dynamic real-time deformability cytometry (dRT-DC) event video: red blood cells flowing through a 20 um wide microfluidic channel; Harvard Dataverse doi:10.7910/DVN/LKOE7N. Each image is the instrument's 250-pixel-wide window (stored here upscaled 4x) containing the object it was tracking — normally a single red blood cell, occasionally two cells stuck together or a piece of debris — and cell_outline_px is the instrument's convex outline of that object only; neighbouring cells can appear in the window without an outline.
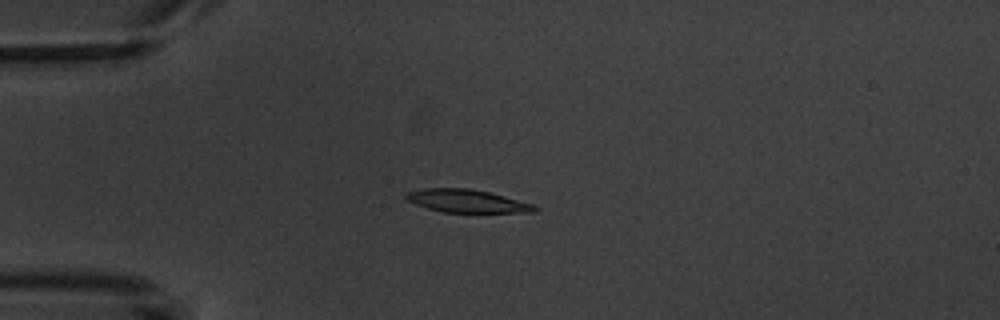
{"species": "common noctule bat (a hibernating species)", "species_latin": "Nyctalus noctula", "temperature_condition": "warm", "stored_images_in_passage": 5, "camera_frame_rate_fps": 3000, "um_per_image_px": 0.085, "animal": {"sex": "male", "body_mass_g": 20.1, "forearm_length_mm": 53.5}, "frame": {"image": 1, "passage_image": 3, "time_ms": 2.333, "image_size_px": [1000, 320], "cell_outline_px": [[540, 208], [536, 212], [440, 212], [416, 204], [408, 200], [404, 196], [408, 192], [424, 188], [468, 188], [488, 192], [504, 196], [532, 204]], "centroid_in_image_um": [39.69, 17.09], "position_along_channel_um": 45.3, "area_um2": 16.99}}